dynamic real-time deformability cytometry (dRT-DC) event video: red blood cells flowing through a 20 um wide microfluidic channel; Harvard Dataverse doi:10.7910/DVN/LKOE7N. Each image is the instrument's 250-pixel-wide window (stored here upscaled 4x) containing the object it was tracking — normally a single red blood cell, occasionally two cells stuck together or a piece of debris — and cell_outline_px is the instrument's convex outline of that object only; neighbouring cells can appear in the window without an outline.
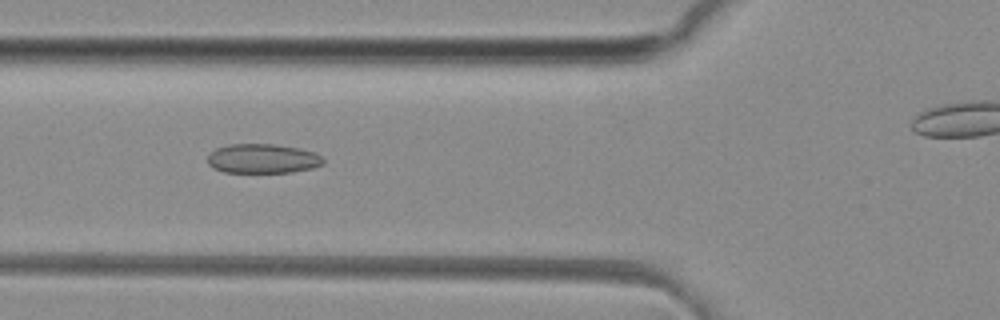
{"species": "common noctule bat (a hibernating species)", "species_latin": "Nyctalus noctula", "temperature_condition": "room temperature", "stored_images_in_passage": 31, "camera_frame_rate_fps": 3000, "um_per_image_px": 0.085, "animal": {"sex": "female", "body_mass_g": 29.2, "forearm_length_mm": 56.3}, "frame": {"image": 1, "passage_image": 6, "time_ms": 1.667, "image_size_px": [1000, 320], "cell_outline_px": [[324, 164], [312, 168], [292, 172], [224, 172], [212, 168], [208, 164], [208, 156], [216, 148], [228, 144], [276, 144], [300, 148], [316, 152], [324, 160]], "centroid_in_image_um": [22.34, 13.48], "position_along_channel_um": 103.5, "area_um2": 19.94}}
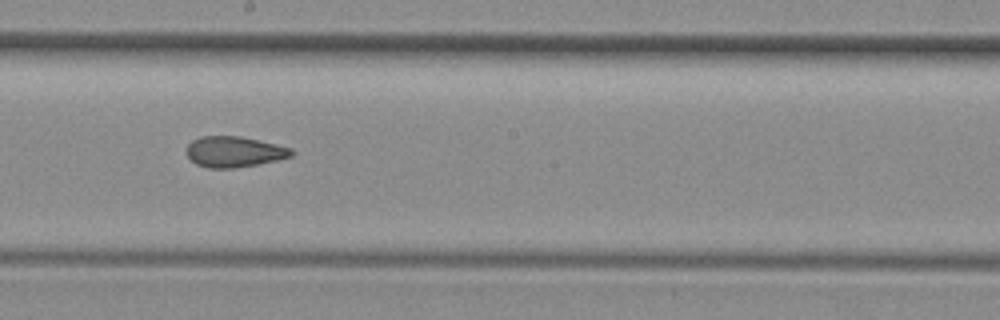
{"frame": {"image": 2, "passage_image": 15, "time_ms": 4.667, "image_size_px": [1000, 320], "cell_outline_px": [[292, 156], [260, 164], [236, 168], [208, 168], [196, 164], [184, 152], [188, 144], [192, 140], [200, 136], [240, 136], [276, 144], [292, 148]], "centroid_in_image_um": [19.87, 12.9], "position_along_channel_um": 228.3, "area_um2": 18.9}}
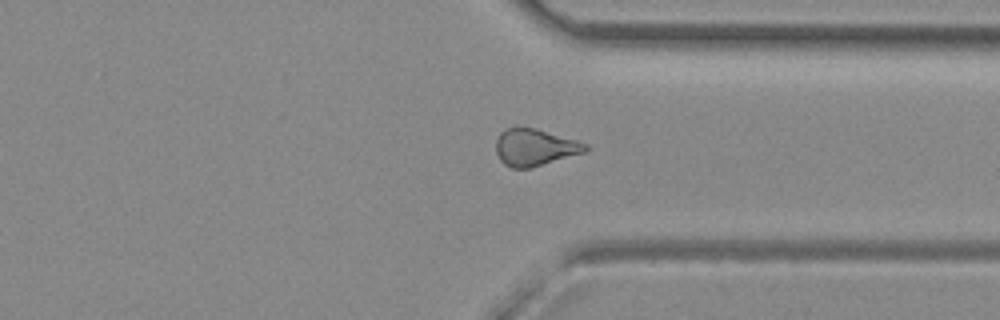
{"frame": {"image": 3, "passage_image": 25, "time_ms": 8.0, "image_size_px": [1000, 320], "cell_outline_px": [[588, 148], [584, 152], [528, 168], [512, 168], [504, 164], [500, 160], [496, 152], [496, 140], [500, 132], [504, 128], [536, 128], [576, 140], [588, 144]], "centroid_in_image_um": [45.42, 12.51], "position_along_channel_um": 366.0, "area_um2": 18.96}, "authors_computed_cell_mechanics": {"area_um2": 19.3052, "velocity_mm_per_s": 4.1421, "shape_relaxation_time_tau1_ms": null, "shape_relaxation_time_tau2_ms": 2.6475, "deformation_change_tau1": null, "deformation_change_tau2": 0.1}}